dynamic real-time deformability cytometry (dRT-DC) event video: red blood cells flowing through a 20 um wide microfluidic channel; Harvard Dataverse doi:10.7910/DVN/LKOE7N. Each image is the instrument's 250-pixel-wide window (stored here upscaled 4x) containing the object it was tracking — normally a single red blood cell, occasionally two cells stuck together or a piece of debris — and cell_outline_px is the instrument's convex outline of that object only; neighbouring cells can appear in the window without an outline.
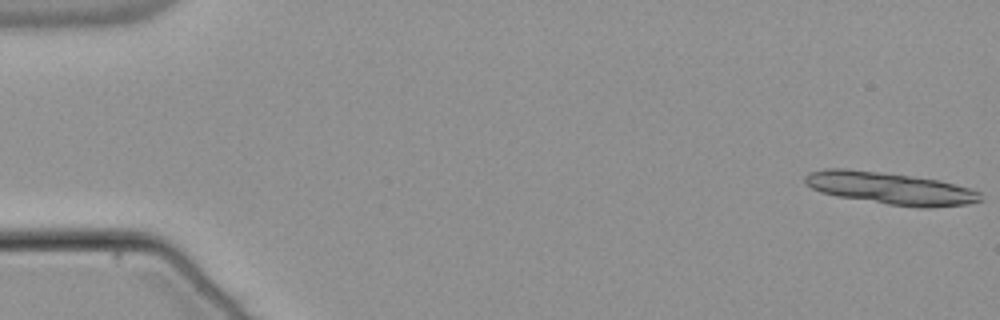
{"species": "common noctule bat (a hibernating species)", "species_latin": "Nyctalus noctula", "temperature_condition": "warm", "stored_images_in_passage": 15, "camera_frame_rate_fps": 3000, "um_per_image_px": 0.085, "animal": {"sex": "male", "body_mass_g": 21.5, "forearm_length_mm": 52.0}, "frame": {"image": 1, "passage_image": 1, "time_ms": 0.0, "image_size_px": [1000, 320], "cell_outline_px": [[984, 200], [968, 204], [932, 208], [920, 208], [888, 204], [836, 196], [820, 192], [804, 184], [804, 176], [808, 172], [824, 168], [844, 168], [880, 172], [940, 180], [968, 188], [980, 192]], "centroid_in_image_um": [75.65, 16.01], "position_along_channel_um": 9.3, "area_um2": 33.06}}